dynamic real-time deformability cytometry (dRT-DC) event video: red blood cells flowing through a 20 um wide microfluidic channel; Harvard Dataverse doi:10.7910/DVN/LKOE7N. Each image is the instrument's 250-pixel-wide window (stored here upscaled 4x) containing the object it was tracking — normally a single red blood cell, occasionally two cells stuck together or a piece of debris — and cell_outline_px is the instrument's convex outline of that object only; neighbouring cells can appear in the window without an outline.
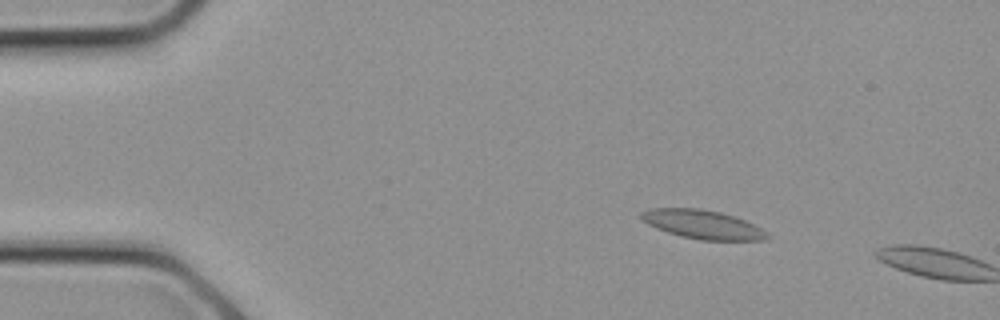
{"species": "common noctule bat (a hibernating species)", "species_latin": "Nyctalus noctula", "temperature_condition": "cold", "stored_images_in_passage": 4, "camera_frame_rate_fps": 3000, "um_per_image_px": 0.085, "animal": {"sex": "female", "body_mass_g": 21.9}, "frame": {"image": 1, "passage_image": 3, "time_ms": 0.667, "image_size_px": [1000, 320], "cell_outline_px": [[772, 236], [768, 240], [700, 240], [680, 236], [656, 228], [648, 224], [640, 216], [640, 212], [652, 208], [700, 208], [720, 212], [744, 220], [768, 232]], "centroid_in_image_um": [59.75, 19.08], "position_along_channel_um": 25.3, "area_um2": 21.1}}